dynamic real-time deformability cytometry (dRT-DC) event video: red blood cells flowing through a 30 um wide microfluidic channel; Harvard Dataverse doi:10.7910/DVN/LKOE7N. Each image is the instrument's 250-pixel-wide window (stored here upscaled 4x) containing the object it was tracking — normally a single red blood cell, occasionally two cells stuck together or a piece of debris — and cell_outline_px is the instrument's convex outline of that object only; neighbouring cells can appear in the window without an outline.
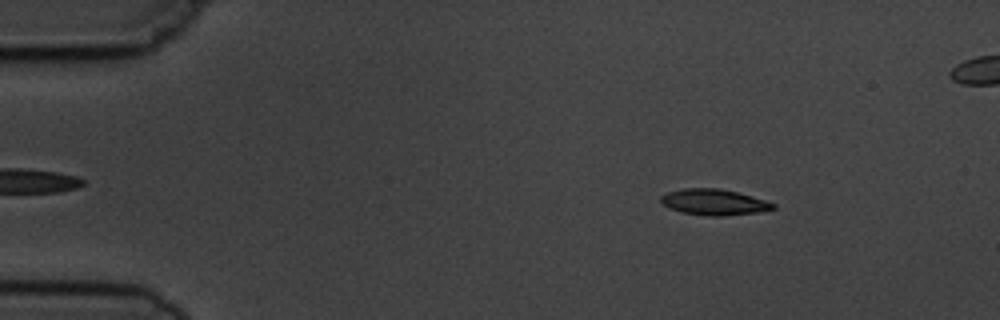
{"species": "common noctule bat (a hibernating species)", "species_latin": "Nyctalus noctula", "temperature_condition": "cold", "stored_images_in_passage": 6, "camera_frame_rate_fps": 3000, "um_per_image_px": 0.085, "animal": {"sex": "male", "body_mass_g": 19.5, "forearm_length_mm": 54.6}, "frame": {"image": 1, "passage_image": 2, "time_ms": 1.333, "image_size_px": [1000, 320], "cell_outline_px": [[776, 208], [756, 212], [724, 216], [708, 216], [680, 212], [668, 208], [660, 200], [660, 196], [668, 192], [684, 188], [720, 188], [752, 196], [776, 204]], "centroid_in_image_um": [60.66, 17.18], "position_along_channel_um": 24.3, "area_um2": 16.94}}
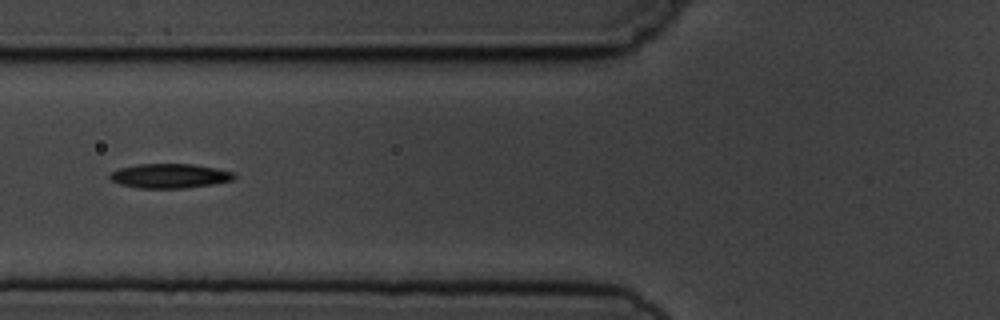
{"frame": {"image": 2, "passage_image": 6, "time_ms": 5.667, "image_size_px": [1000, 320], "cell_outline_px": [[236, 176], [232, 180], [212, 184], [188, 188], [140, 188], [120, 184], [112, 180], [108, 176], [112, 172], [120, 168], [136, 164], [192, 164], [216, 168], [236, 172]], "centroid_in_image_um": [14.45, 14.95], "position_along_channel_um": 111.3, "area_um2": 17.69}}